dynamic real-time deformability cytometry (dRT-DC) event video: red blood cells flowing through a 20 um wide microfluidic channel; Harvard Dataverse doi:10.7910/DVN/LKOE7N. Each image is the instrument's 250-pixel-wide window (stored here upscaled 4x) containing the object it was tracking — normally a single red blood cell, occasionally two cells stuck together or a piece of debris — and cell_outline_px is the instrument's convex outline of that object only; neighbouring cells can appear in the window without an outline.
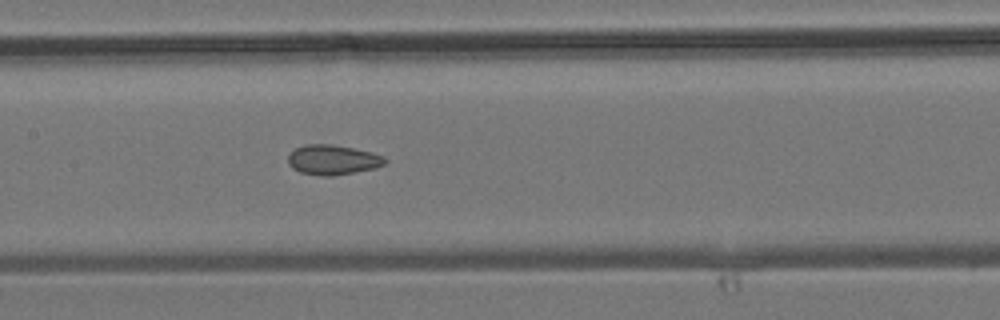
{"species": "common noctule bat (a hibernating species)", "species_latin": "Nyctalus noctula", "temperature_condition": "room temperature", "stored_images_in_passage": 5, "camera_frame_rate_fps": 3000, "um_per_image_px": 0.085, "animal": {"sex": "male", "body_mass_g": 19.2, "forearm_length_mm": 51.8}, "frame": {"image": 1, "passage_image": 5, "time_ms": 6.667, "image_size_px": [1000, 320], "cell_outline_px": [[388, 160], [384, 164], [376, 168], [332, 176], [324, 176], [300, 172], [292, 168], [288, 164], [288, 156], [296, 148], [308, 144], [332, 144], [372, 152], [384, 156]], "centroid_in_image_um": [28.3, 13.58], "position_along_channel_um": 179.1, "area_um2": 16.82}}